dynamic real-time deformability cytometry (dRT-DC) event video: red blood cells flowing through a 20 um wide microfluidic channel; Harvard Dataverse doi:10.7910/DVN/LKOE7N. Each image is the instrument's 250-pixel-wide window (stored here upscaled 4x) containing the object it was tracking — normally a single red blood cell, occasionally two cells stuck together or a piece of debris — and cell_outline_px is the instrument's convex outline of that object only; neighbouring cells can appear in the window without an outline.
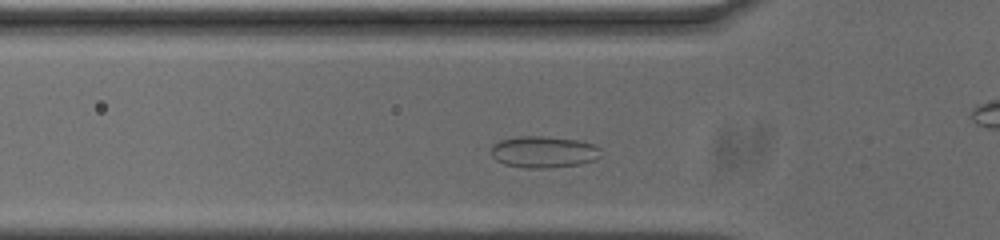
{"species": "common noctule bat (a hibernating species)", "species_latin": "Nyctalus noctula", "temperature_condition": "cold", "stored_images_in_passage": 39, "camera_frame_rate_fps": 3000, "um_per_image_px": 0.085, "animal": {"sex": "male", "body_mass_g": 20.0, "forearm_length_mm": 53.3}, "frame": {"image": 1, "passage_image": 11, "time_ms": 3.333, "image_size_px": [1000, 240], "cell_outline_px": [[600, 156], [596, 160], [580, 164], [544, 168], [524, 168], [504, 164], [496, 160], [492, 156], [492, 144], [500, 140], [516, 136], [544, 136], [580, 140], [592, 144], [600, 148]], "centroid_in_image_um": [46.2, 12.91], "position_along_channel_um": 79.6, "area_um2": 20.35}}
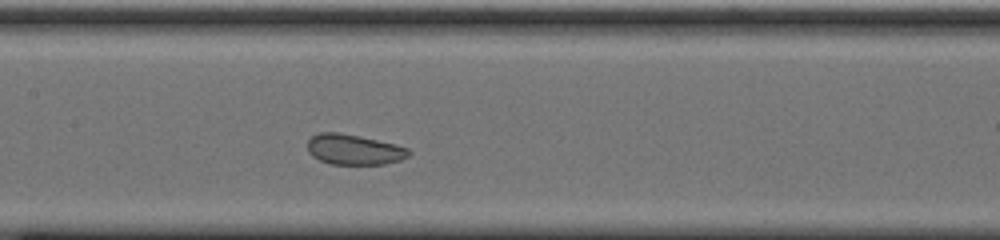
{"frame": {"image": 2, "passage_image": 19, "time_ms": 6.0, "image_size_px": [1000, 240], "cell_outline_px": [[412, 152], [408, 156], [400, 160], [384, 164], [332, 164], [320, 160], [312, 156], [308, 152], [308, 140], [312, 136], [320, 132], [340, 132], [360, 136], [396, 144], [408, 148]], "centroid_in_image_um": [30.09, 12.7], "position_along_channel_um": 177.3, "area_um2": 17.98}}
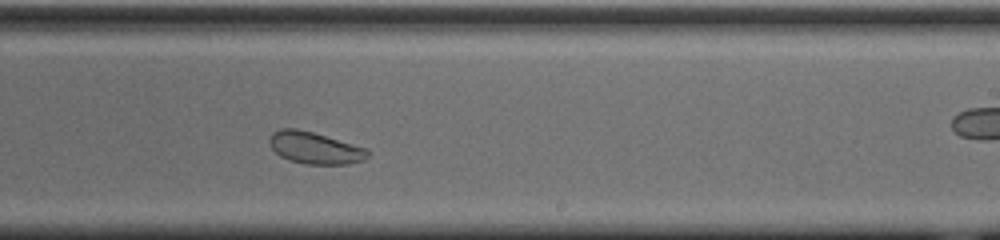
{"frame": {"image": 3, "passage_image": 26, "time_ms": 8.333, "image_size_px": [1000, 240], "cell_outline_px": [[372, 152], [364, 160], [348, 164], [304, 164], [288, 160], [280, 156], [268, 144], [268, 140], [272, 132], [280, 128], [296, 128], [312, 132], [368, 148]], "centroid_in_image_um": [26.76, 12.57], "position_along_channel_um": 262.2, "area_um2": 18.5}, "authors_computed_cell_mechanics": {"area_um2": 19.7676, "velocity_mm_per_s": 3.6547, "shape_relaxation_time_tau1_ms": null, "shape_relaxation_time_tau2_ms": 2.0897, "deformation_change_tau1": null, "deformation_change_tau2": 0.0713}}